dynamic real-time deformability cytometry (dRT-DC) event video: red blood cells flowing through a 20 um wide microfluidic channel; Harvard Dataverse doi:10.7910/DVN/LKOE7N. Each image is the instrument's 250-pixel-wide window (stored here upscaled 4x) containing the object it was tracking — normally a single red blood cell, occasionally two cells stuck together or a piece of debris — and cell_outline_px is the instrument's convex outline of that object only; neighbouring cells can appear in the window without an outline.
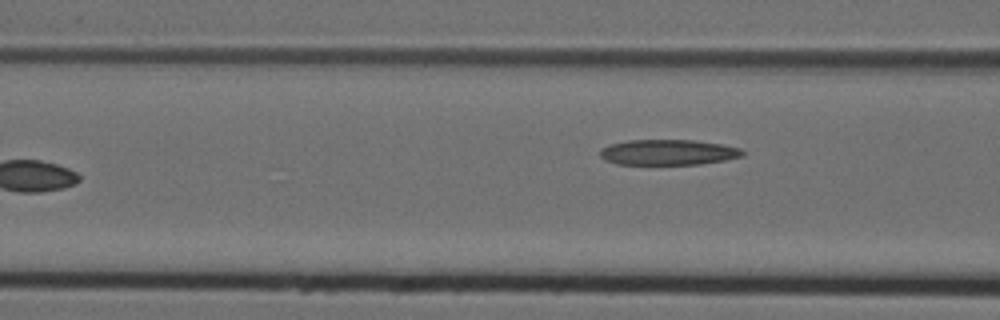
{"species": "Egyptian fruit bat (a non-hibernating species)", "species_latin": "Rousettus aegyptiacus", "temperature_condition": "cold", "stored_images_in_passage": 7, "camera_frame_rate_fps": 3000, "um_per_image_px": 0.085, "animal": {"sex": "female"}, "frame": {"image": 1, "passage_image": 7, "time_ms": 2.0, "image_size_px": [1000, 320], "cell_outline_px": [[744, 156], [724, 160], [700, 164], [616, 164], [604, 160], [600, 156], [600, 148], [608, 144], [628, 140], [692, 140], [720, 144], [740, 148], [744, 152]], "centroid_in_image_um": [56.75, 12.94], "position_along_channel_um": 109.9, "area_um2": 21.21}}